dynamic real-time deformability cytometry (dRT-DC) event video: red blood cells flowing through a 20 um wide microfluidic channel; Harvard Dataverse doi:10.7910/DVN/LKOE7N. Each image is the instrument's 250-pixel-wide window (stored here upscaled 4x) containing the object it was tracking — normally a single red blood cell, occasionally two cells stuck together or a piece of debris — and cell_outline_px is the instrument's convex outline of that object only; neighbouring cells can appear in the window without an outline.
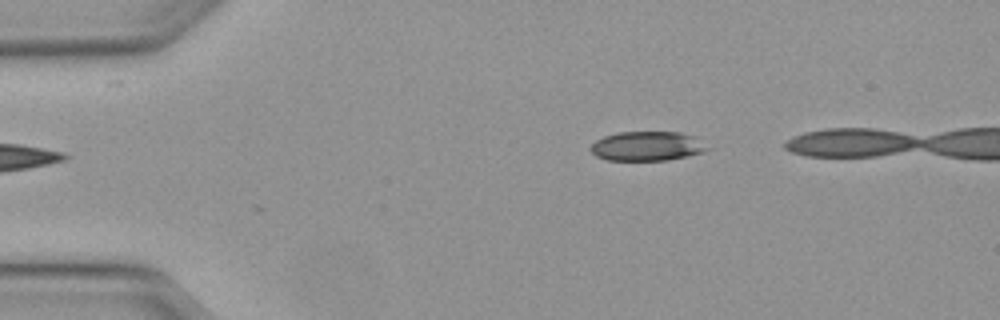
{"species": "Egyptian fruit bat (a non-hibernating species)", "species_latin": "Rousettus aegyptiacus", "temperature_condition": "warm", "stored_images_in_passage": 15, "camera_frame_rate_fps": 3000, "um_per_image_px": 0.085, "animal": {"sex": "female"}, "frame": {"image": 1, "passage_image": 1, "time_ms": 0.0, "image_size_px": [1000, 320], "cell_outline_px": [[712, 148], [704, 152], [668, 160], [608, 160], [596, 156], [588, 148], [596, 140], [604, 136], [620, 132], [680, 132], [692, 136]], "centroid_in_image_um": [55.0, 12.42], "position_along_channel_um": 30.0, "area_um2": 19.94}}
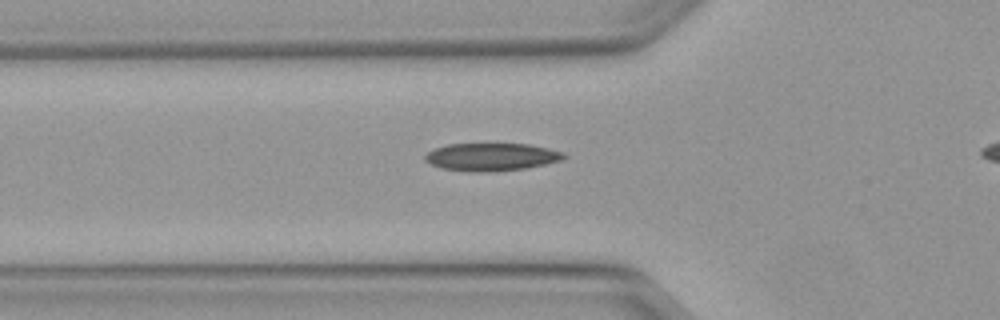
{"frame": {"image": 2, "passage_image": 9, "time_ms": 2.667, "image_size_px": [1000, 320], "cell_outline_px": [[568, 156], [560, 160], [544, 164], [524, 168], [484, 172], [468, 172], [440, 168], [424, 160], [424, 156], [428, 152], [436, 148], [448, 144], [528, 144], [548, 148], [564, 152]], "centroid_in_image_um": [41.75, 13.34], "position_along_channel_um": 84.0, "area_um2": 22.31}}